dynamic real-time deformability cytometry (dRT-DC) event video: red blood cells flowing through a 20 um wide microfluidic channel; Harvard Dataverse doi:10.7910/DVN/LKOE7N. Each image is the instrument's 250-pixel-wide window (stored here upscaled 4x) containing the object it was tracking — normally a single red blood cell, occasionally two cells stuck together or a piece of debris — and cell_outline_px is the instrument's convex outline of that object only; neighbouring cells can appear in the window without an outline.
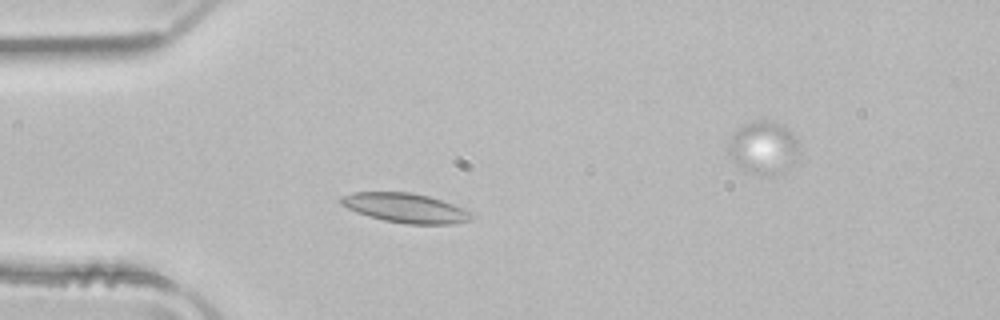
{"species": "common noctule bat (a hibernating species)", "species_latin": "Nyctalus noctula", "temperature_condition": "room temperature", "stored_images_in_passage": 37, "camera_frame_rate_fps": 3000, "um_per_image_px": 0.085, "animal": {"sex": "male", "body_mass_g": 21.5, "forearm_length_mm": 52.0}, "frame": {"image": 1, "passage_image": 7, "time_ms": 2.0, "image_size_px": [1000, 320], "cell_outline_px": [[472, 220], [452, 224], [408, 224], [384, 220], [368, 216], [356, 212], [340, 204], [340, 196], [352, 192], [412, 192], [428, 196], [452, 204], [468, 212], [472, 216]], "centroid_in_image_um": [34.4, 17.67], "position_along_channel_um": 50.6, "area_um2": 22.2}}
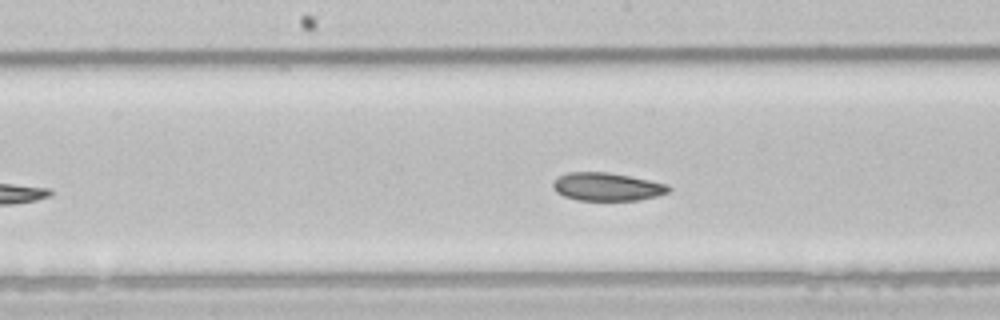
{"frame": {"image": 2, "passage_image": 19, "time_ms": 6.0, "image_size_px": [1000, 320], "cell_outline_px": [[672, 188], [668, 192], [656, 196], [640, 200], [580, 200], [564, 196], [556, 192], [552, 188], [552, 184], [556, 176], [568, 172], [608, 172], [668, 184]], "centroid_in_image_um": [51.56, 15.87], "position_along_channel_um": 196.6, "area_um2": 18.96}}
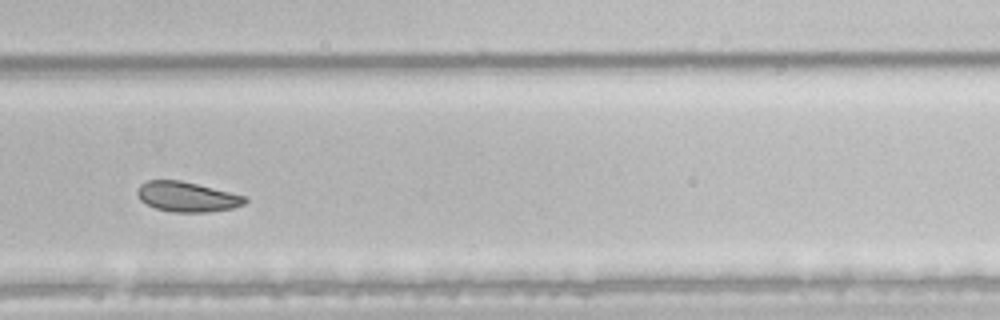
{"frame": {"image": 3, "passage_image": 28, "time_ms": 9.0, "image_size_px": [1000, 320], "cell_outline_px": [[248, 200], [244, 204], [232, 208], [208, 212], [172, 212], [156, 208], [140, 200], [136, 192], [136, 188], [140, 184], [148, 180], [180, 180], [248, 196]], "centroid_in_image_um": [15.9, 16.72], "position_along_channel_um": 313.9, "area_um2": 18.9}, "authors_computed_cell_mechanics": {"area_um2": 19.941, "velocity_mm_per_s": 3.9339, "shape_relaxation_time_tau1_ms": 10.2949, "shape_relaxation_time_tau2_ms": 5.4614, "deformation_change_tau1": 0.0987, "deformation_change_tau2": 0.0795}}